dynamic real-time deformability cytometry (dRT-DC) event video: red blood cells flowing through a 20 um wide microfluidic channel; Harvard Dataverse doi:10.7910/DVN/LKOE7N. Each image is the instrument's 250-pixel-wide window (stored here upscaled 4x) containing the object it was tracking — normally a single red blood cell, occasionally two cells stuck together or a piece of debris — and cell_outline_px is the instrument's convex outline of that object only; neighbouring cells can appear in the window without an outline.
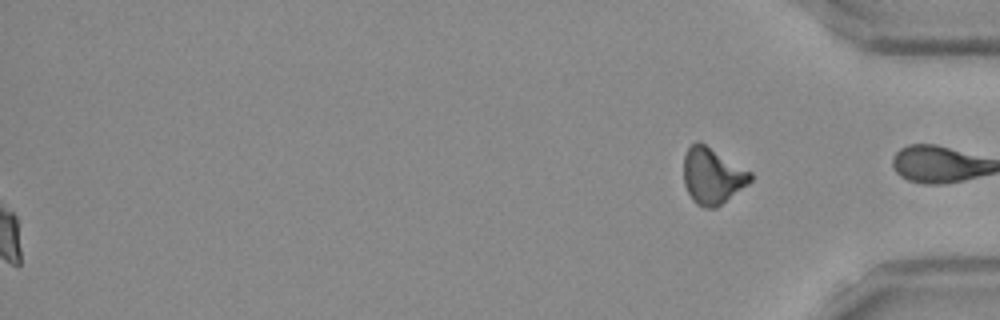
{"species": "Egyptian fruit bat (a non-hibernating species)", "species_latin": "Rousettus aegyptiacus", "temperature_condition": "room temperature", "stored_images_in_passage": 46, "segment_of_instrument_passage": [2, 2], "camera_frame_rate_fps": 3000, "um_per_image_px": 0.085, "frame": {"image": 1, "passage_image": 46, "time_ms": 15.0, "image_size_px": [1000, 320], "cell_outline_px": [[752, 180], [748, 184], [716, 208], [704, 208], [696, 204], [692, 200], [684, 184], [684, 156], [688, 148], [696, 140], [704, 144], [752, 172]], "centroid_in_image_um": [60.54, 14.97], "position_along_channel_um": 374.7, "area_um2": 21.73}}